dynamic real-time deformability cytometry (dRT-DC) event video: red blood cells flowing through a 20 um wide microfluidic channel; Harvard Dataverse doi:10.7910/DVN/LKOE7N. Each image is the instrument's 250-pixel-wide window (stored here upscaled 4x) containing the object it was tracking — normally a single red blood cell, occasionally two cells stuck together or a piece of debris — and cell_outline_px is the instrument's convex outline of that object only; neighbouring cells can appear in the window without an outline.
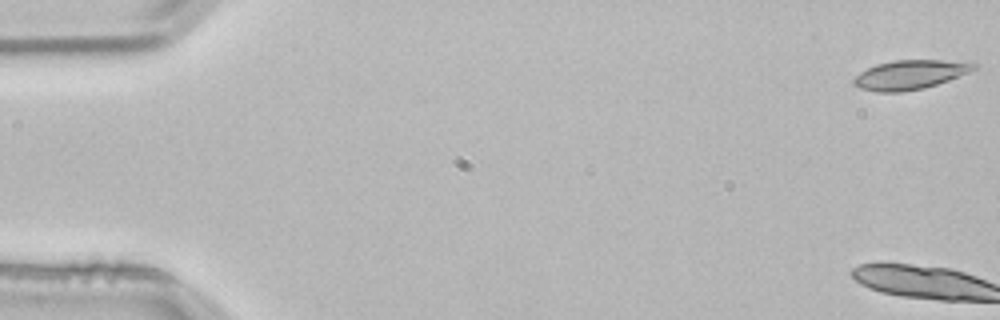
{"species": "common noctule bat (a hibernating species)", "species_latin": "Nyctalus noctula", "temperature_condition": "room temperature", "stored_images_in_passage": 17, "camera_frame_rate_fps": 3000, "um_per_image_px": 0.085, "animal": {"sex": "male", "body_mass_g": 21.5, "forearm_length_mm": 52.0}, "frame": {"image": 1, "passage_image": 1, "time_ms": 0.0, "image_size_px": [1000, 320], "cell_outline_px": [[980, 68], [948, 80], [924, 88], [900, 92], [876, 92], [860, 88], [852, 84], [852, 80], [860, 72], [876, 64], [892, 60], [968, 60], [980, 64]], "centroid_in_image_um": [77.43, 6.33], "position_along_channel_um": 7.6, "area_um2": 20.87}}